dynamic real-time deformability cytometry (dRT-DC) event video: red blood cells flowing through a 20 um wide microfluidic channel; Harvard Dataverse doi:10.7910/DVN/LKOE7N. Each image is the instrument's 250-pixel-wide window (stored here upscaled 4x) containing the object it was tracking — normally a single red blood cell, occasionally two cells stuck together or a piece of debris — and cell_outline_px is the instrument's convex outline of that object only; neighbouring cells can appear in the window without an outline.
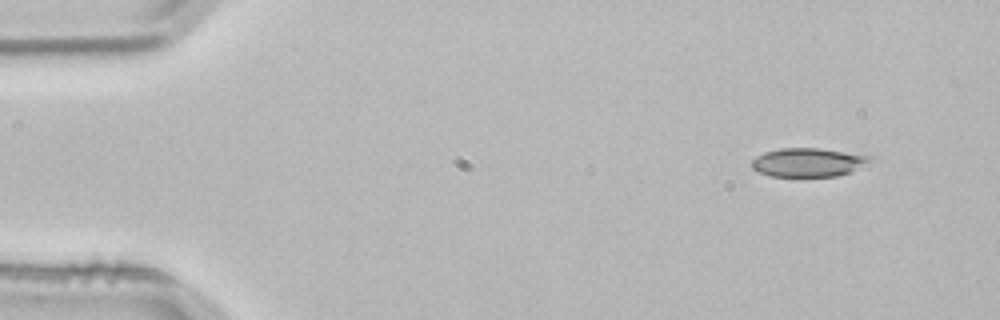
{"species": "common noctule bat (a hibernating species)", "species_latin": "Nyctalus noctula", "temperature_condition": "room temperature", "stored_images_in_passage": 3, "camera_frame_rate_fps": 3000, "um_per_image_px": 0.085, "animal": {"sex": "male", "body_mass_g": 21.5, "forearm_length_mm": 52.0}, "frame": {"image": 1, "passage_image": 1, "time_ms": 0.0, "image_size_px": [1000, 320], "cell_outline_px": [[880, 160], [848, 172], [836, 176], [772, 176], [760, 172], [752, 168], [752, 160], [756, 156], [764, 152], [780, 148], [820, 148], [876, 156]], "centroid_in_image_um": [68.81, 13.78], "position_along_channel_um": 16.2, "area_um2": 20.11}}